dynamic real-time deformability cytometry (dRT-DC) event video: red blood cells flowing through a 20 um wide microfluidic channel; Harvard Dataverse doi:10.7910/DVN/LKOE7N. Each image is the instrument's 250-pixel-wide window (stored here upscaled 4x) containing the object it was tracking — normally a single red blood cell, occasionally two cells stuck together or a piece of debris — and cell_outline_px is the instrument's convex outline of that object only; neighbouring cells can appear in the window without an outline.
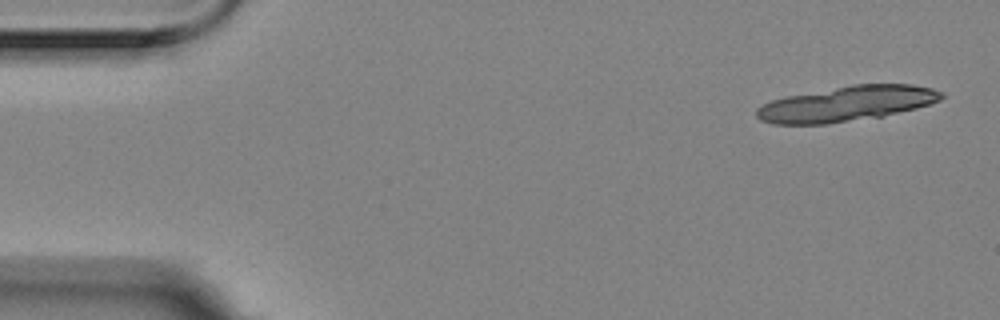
{"species": "Egyptian fruit bat (a non-hibernating species)", "species_latin": "Rousettus aegyptiacus", "temperature_condition": "room temperature", "stored_images_in_passage": 5, "camera_frame_rate_fps": 3000, "um_per_image_px": 0.085, "animal": {"sex": "female"}, "frame": {"image": 1, "passage_image": 1, "time_ms": 0.0, "image_size_px": [1000, 320], "cell_outline_px": [[944, 96], [940, 100], [916, 108], [884, 116], [828, 124], [772, 124], [760, 120], [756, 116], [756, 108], [772, 100], [788, 96], [852, 84], [912, 84], [932, 88], [944, 92]], "centroid_in_image_um": [71.98, 8.82], "position_along_channel_um": 13.0, "area_um2": 37.86}}